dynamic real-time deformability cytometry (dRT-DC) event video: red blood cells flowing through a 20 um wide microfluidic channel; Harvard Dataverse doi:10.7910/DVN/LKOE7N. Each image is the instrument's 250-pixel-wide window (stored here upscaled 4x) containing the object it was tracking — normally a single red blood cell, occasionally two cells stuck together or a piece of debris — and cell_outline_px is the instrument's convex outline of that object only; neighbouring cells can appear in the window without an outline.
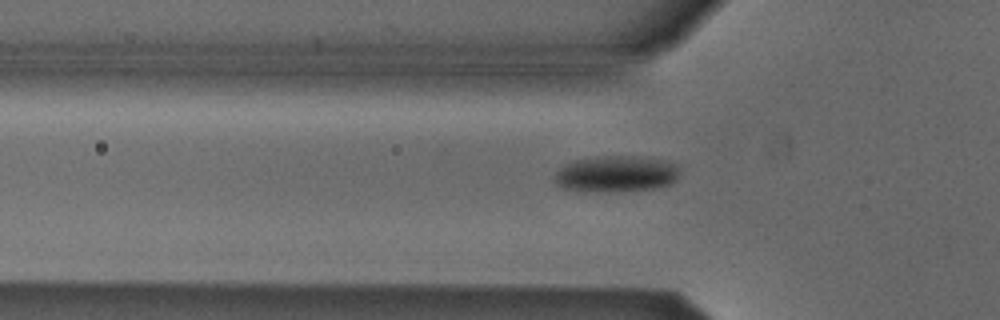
{"species": "Egyptian fruit bat (a non-hibernating species)", "species_latin": "Rousettus aegyptiacus", "temperature_condition": "cold", "stored_images_in_passage": 4, "camera_frame_rate_fps": 3000, "um_per_image_px": 0.085, "animal": {"sex": "male"}, "frame": {"image": 1, "passage_image": 3, "time_ms": 0.667, "image_size_px": [1000, 320], "cell_outline_px": [[680, 168], [676, 180], [672, 184], [652, 188], [616, 192], [584, 192], [564, 188], [556, 184], [552, 180], [556, 172], [564, 164], [572, 160], [600, 156], [632, 156], [664, 160], [676, 164]], "centroid_in_image_um": [52.33, 14.79], "position_along_channel_um": 73.5, "area_um2": 26.88}}
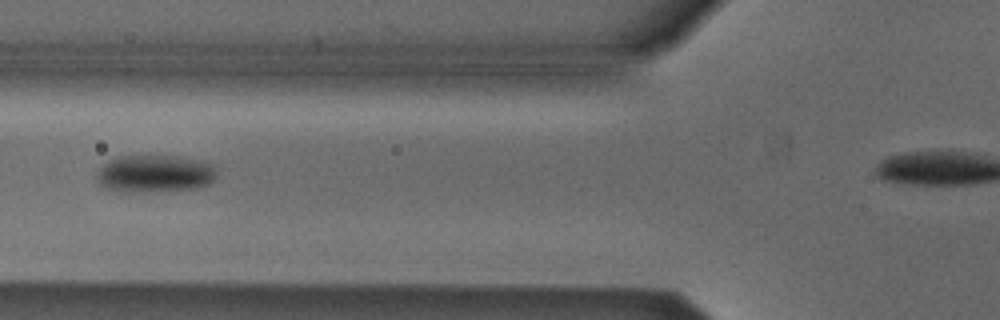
{"frame": {"image": 2, "passage_image": 4, "time_ms": 1.0, "image_size_px": [1000, 320], "cell_outline_px": [[216, 176], [208, 184], [196, 188], [128, 192], [124, 192], [104, 188], [96, 180], [96, 172], [108, 160], [120, 156], [180, 156], [204, 160], [216, 164]], "centroid_in_image_um": [13.17, 14.74], "position_along_channel_um": 112.6, "area_um2": 26.36}}